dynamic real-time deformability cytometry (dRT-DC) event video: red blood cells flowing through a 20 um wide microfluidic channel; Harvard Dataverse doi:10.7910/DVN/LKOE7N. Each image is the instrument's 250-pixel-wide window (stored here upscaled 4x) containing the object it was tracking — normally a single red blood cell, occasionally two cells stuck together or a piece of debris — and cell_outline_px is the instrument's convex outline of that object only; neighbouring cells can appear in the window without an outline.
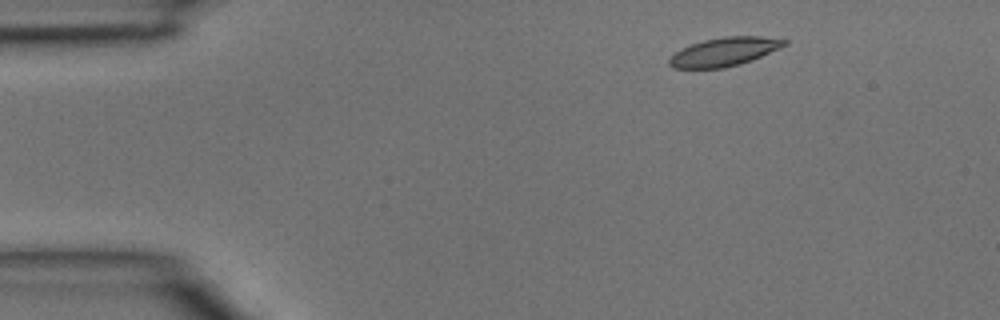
{"species": "common noctule bat (a hibernating species)", "species_latin": "Nyctalus noctula", "temperature_condition": "room temperature", "stored_images_in_passage": 4, "camera_frame_rate_fps": 3000, "um_per_image_px": 0.085, "animal": {"sex": "male", "body_mass_g": 15.6}, "frame": {"image": 1, "passage_image": 1, "time_ms": 0.0, "image_size_px": [1000, 320], "cell_outline_px": [[788, 44], [780, 48], [752, 60], [740, 64], [724, 68], [672, 68], [668, 64], [668, 60], [676, 52], [692, 44], [704, 40], [724, 36], [760, 36], [788, 40]], "centroid_in_image_um": [61.59, 4.4], "position_along_channel_um": 23.4, "area_um2": 19.07}}
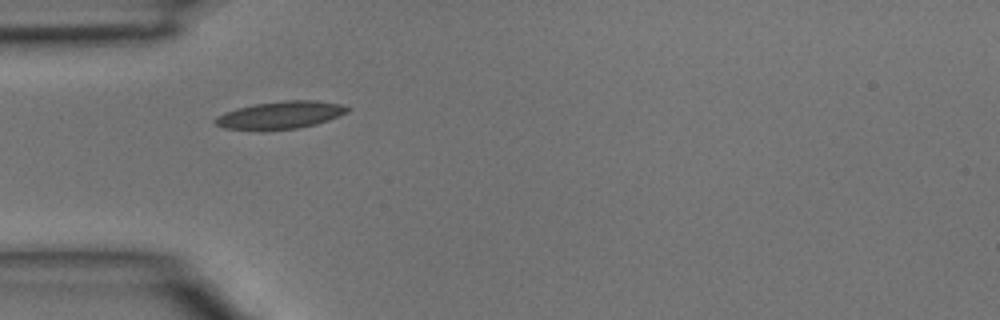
{"frame": {"image": 2, "passage_image": 3, "time_ms": 0.667, "image_size_px": [1000, 320], "cell_outline_px": [[352, 108], [348, 112], [328, 120], [316, 124], [296, 128], [224, 128], [216, 124], [212, 120], [216, 116], [224, 112], [236, 108], [256, 104], [284, 100], [316, 100], [340, 104]], "centroid_in_image_um": [23.87, 9.74], "position_along_channel_um": 61.1, "area_um2": 20.63}}